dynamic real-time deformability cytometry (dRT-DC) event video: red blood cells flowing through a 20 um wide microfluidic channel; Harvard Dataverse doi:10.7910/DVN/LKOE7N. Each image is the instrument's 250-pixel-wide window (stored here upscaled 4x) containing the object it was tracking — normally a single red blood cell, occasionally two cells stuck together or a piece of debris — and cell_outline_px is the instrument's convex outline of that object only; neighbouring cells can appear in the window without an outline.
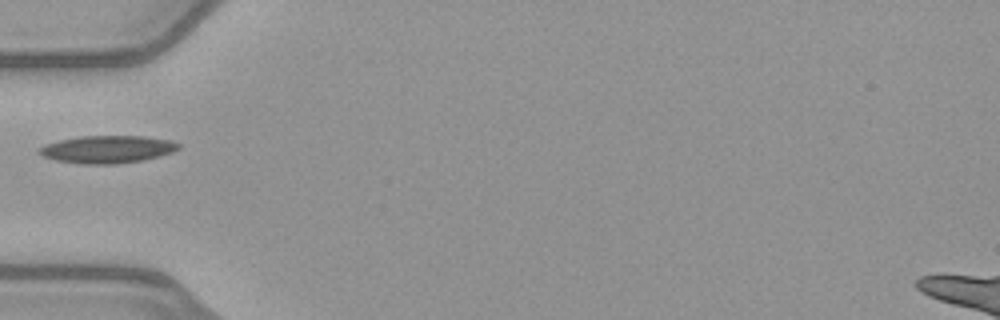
{"species": "common noctule bat (a hibernating species)", "species_latin": "Nyctalus noctula", "temperature_condition": "warm", "stored_images_in_passage": 15, "camera_frame_rate_fps": 3000, "um_per_image_px": 0.085, "animal": {"sex": "female", "body_mass_g": 21.9}, "frame": {"image": 1, "passage_image": 1, "time_ms": 0.0, "image_size_px": [1000, 320], "cell_outline_px": [[180, 148], [172, 152], [160, 156], [144, 160], [116, 164], [80, 164], [56, 160], [44, 156], [36, 152], [44, 144], [60, 140], [80, 136], [144, 136], [172, 140], [180, 144]], "centroid_in_image_um": [9.14, 12.69], "position_along_channel_um": 75.9, "area_um2": 22.48}}
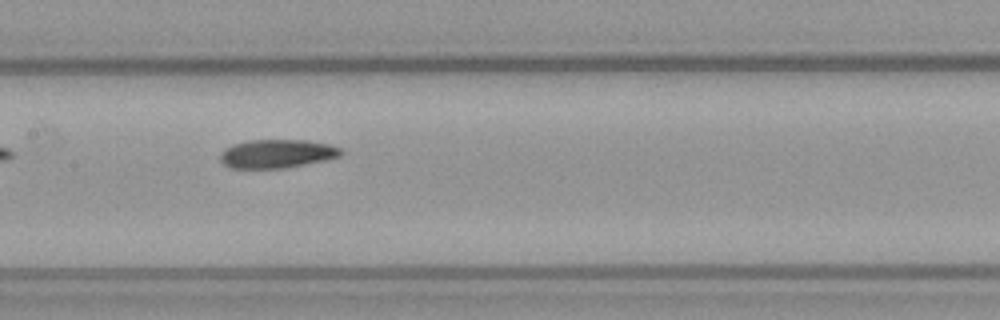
{"frame": {"image": 2, "passage_image": 9, "time_ms": 2.667, "image_size_px": [1000, 320], "cell_outline_px": [[344, 152], [340, 156], [328, 160], [284, 168], [228, 168], [220, 160], [220, 152], [224, 148], [232, 144], [252, 140], [304, 140], [328, 144], [340, 148]], "centroid_in_image_um": [23.53, 13.07], "position_along_channel_um": 183.9, "area_um2": 20.23}}